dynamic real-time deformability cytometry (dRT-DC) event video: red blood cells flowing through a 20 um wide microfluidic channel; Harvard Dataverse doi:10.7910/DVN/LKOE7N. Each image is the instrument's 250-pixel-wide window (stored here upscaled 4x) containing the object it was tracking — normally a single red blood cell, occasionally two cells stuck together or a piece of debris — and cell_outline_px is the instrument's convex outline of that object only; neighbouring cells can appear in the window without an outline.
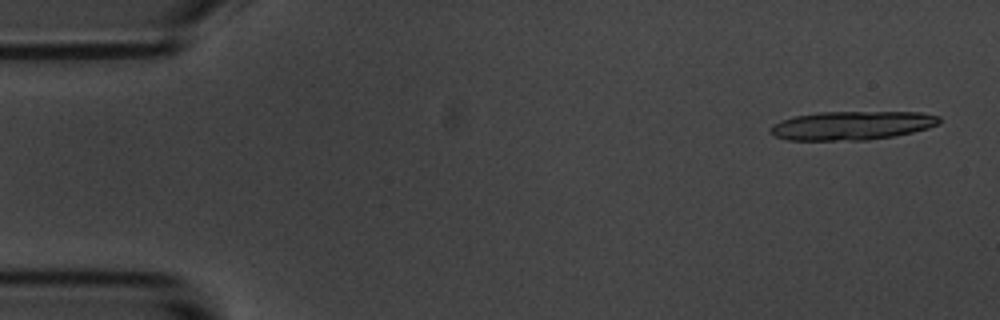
{"species": "common noctule bat (a hibernating species)", "species_latin": "Nyctalus noctula", "temperature_condition": "room temperature", "stored_images_in_passage": 16, "camera_frame_rate_fps": 3000, "um_per_image_px": 0.085, "animal": {"sex": "male", "body_mass_g": 20.1, "forearm_length_mm": 53.5}, "frame": {"image": 1, "passage_image": 2, "time_ms": 0.333, "image_size_px": [1000, 320], "cell_outline_px": [[940, 124], [928, 128], [896, 136], [868, 140], [788, 140], [776, 136], [768, 132], [772, 124], [780, 120], [792, 116], [816, 112], [920, 112], [940, 116]], "centroid_in_image_um": [72.39, 10.66], "position_along_channel_um": 12.6, "area_um2": 28.61}}